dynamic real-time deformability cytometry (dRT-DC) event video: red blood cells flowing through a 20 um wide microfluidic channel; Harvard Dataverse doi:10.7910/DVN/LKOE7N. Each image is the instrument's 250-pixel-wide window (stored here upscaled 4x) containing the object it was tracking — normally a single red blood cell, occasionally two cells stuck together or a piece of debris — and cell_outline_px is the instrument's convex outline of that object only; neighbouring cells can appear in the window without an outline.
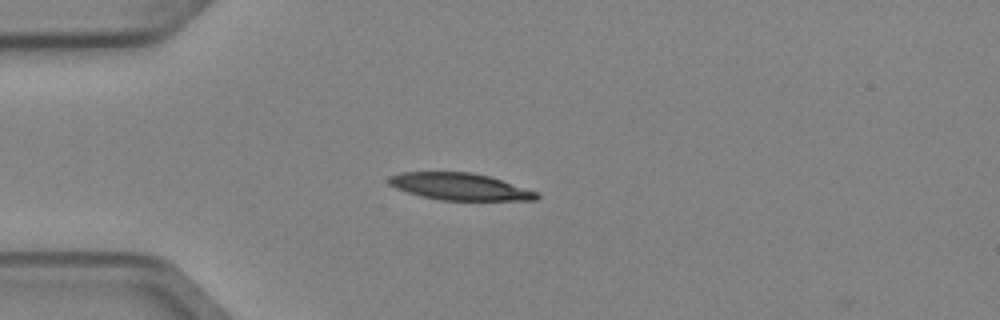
{"species": "Egyptian fruit bat (a non-hibernating species)", "species_latin": "Rousettus aegyptiacus", "temperature_condition": "cold", "stored_images_in_passage": 5, "camera_frame_rate_fps": 3000, "um_per_image_px": 0.085, "animal": {"sex": "female"}, "frame": {"image": 1, "passage_image": 4, "time_ms": 1.0, "image_size_px": [1000, 320], "cell_outline_px": [[540, 196], [536, 200], [440, 200], [420, 196], [396, 188], [388, 184], [388, 176], [400, 172], [472, 172], [488, 176], [540, 192]], "centroid_in_image_um": [39.08, 15.86], "position_along_channel_um": 45.9, "area_um2": 23.29}}